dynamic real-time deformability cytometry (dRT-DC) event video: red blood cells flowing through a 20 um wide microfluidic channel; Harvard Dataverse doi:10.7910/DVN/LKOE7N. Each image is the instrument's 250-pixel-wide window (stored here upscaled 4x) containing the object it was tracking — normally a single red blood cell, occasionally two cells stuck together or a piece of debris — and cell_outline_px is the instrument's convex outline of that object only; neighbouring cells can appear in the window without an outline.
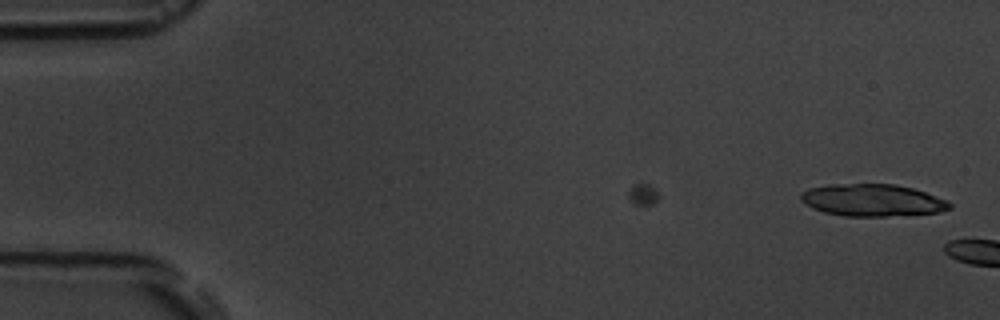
{"species": "common noctule bat (a hibernating species)", "species_latin": "Nyctalus noctula", "temperature_condition": "room temperature", "stored_images_in_passage": 3, "camera_frame_rate_fps": 3000, "um_per_image_px": 0.085, "animal": {"sex": "male", "body_mass_g": 19.5, "forearm_length_mm": 54.6}, "frame": {"image": 1, "passage_image": 3, "time_ms": 2.333, "image_size_px": [1000, 320], "cell_outline_px": [[952, 208], [940, 212], [888, 216], [844, 216], [824, 212], [812, 208], [800, 200], [800, 192], [808, 188], [832, 184], [896, 184], [912, 188], [948, 200], [952, 204]], "centroid_in_image_um": [74.14, 17.01], "position_along_channel_um": 10.9, "area_um2": 27.98}}